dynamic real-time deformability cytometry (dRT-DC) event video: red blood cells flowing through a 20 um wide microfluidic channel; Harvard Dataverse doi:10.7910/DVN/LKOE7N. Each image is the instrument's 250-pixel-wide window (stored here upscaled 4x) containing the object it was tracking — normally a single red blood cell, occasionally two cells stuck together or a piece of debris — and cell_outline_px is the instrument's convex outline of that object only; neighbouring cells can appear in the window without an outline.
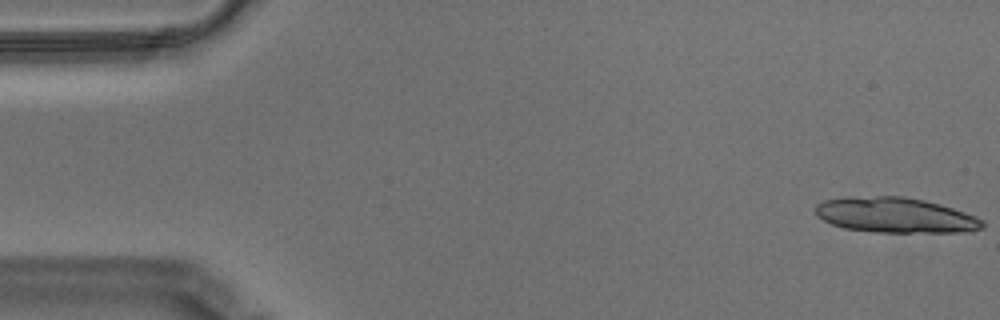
{"species": "Egyptian fruit bat (a non-hibernating species)", "species_latin": "Rousettus aegyptiacus", "temperature_condition": "warm", "stored_images_in_passage": 16, "camera_frame_rate_fps": 3000, "um_per_image_px": 0.085, "animal": {"sex": "male"}, "frame": {"image": 1, "passage_image": 1, "time_ms": 0.0, "image_size_px": [1000, 320], "cell_outline_px": [[984, 228], [972, 232], [876, 232], [844, 228], [832, 224], [824, 220], [816, 212], [816, 204], [824, 200], [848, 196], [904, 196], [924, 200], [940, 204], [976, 216], [984, 220]], "centroid_in_image_um": [76.15, 18.29], "position_along_channel_um": 8.9, "area_um2": 34.45}}